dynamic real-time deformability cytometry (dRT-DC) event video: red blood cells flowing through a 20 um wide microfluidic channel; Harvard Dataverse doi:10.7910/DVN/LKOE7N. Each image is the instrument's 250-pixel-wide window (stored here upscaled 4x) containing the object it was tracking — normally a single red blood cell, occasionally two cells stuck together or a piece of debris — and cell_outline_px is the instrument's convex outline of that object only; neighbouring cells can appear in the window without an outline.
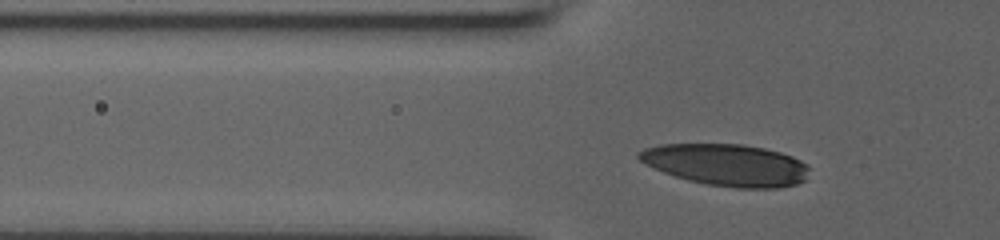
{"species": "human", "species_latin": "Homo sapiens", "temperature_condition": "room temperature", "stored_images_in_passage": 32, "camera_frame_rate_fps": 3000, "um_per_image_px": 0.085, "donor": {"sex": "male"}, "frame": {"image": 1, "passage_image": 5, "time_ms": 1.333, "image_size_px": [1000, 240], "cell_outline_px": [[808, 168], [804, 180], [796, 184], [780, 188], [736, 188], [708, 184], [688, 180], [664, 172], [640, 160], [636, 156], [636, 152], [644, 148], [660, 144], [744, 144], [764, 148], [780, 152], [792, 156], [800, 160]], "centroid_in_image_um": [61.74, 14.01], "position_along_channel_um": 64.1, "area_um2": 41.27}}
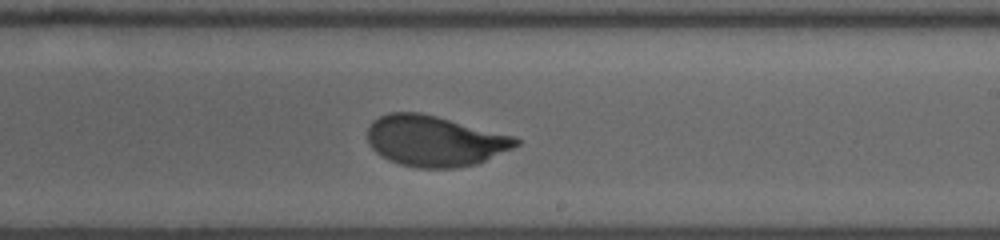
{"frame": {"image": 2, "passage_image": 20, "time_ms": 6.333, "image_size_px": [1000, 240], "cell_outline_px": [[520, 144], [512, 148], [476, 164], [456, 168], [416, 168], [400, 164], [388, 160], [380, 156], [368, 144], [368, 128], [372, 120], [388, 112], [420, 112], [516, 136], [520, 140]], "centroid_in_image_um": [36.93, 11.98], "position_along_channel_um": 252.1, "area_um2": 44.04}}
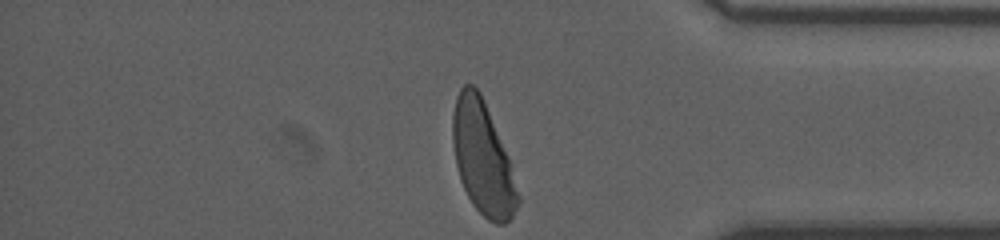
{"frame": {"image": 3, "passage_image": 32, "time_ms": 10.333, "image_size_px": [1000, 240], "cell_outline_px": [[520, 200], [512, 216], [504, 224], [496, 224], [488, 220], [472, 204], [460, 180], [456, 164], [452, 140], [452, 116], [456, 96], [460, 88], [464, 84], [472, 84], [480, 92], [508, 156], [520, 196]], "centroid_in_image_um": [41.01, 13.44], "position_along_channel_um": 394.2, "area_um2": 42.54}, "authors_computed_cell_mechanics": {"area_um2": 44.1303, "velocity_mm_per_s": 3.9212, "shape_relaxation_time_tau1_ms": 3.1845, "shape_relaxation_time_tau2_ms": null, "deformation_change_tau1": 0.1783, "deformation_change_tau2": null}}